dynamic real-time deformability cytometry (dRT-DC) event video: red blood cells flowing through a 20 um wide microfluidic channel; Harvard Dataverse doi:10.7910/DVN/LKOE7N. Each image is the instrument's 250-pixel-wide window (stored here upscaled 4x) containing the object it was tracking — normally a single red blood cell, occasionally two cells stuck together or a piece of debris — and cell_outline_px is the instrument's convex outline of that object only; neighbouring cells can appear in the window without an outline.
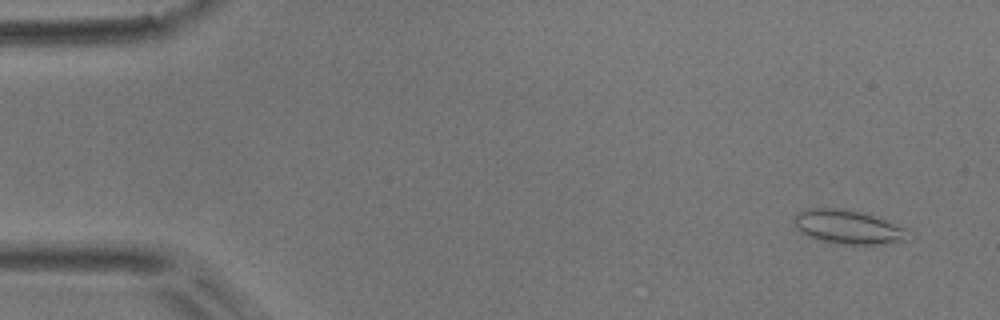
{"species": "common noctule bat (a hibernating species)", "species_latin": "Nyctalus noctula", "temperature_condition": "room temperature", "stored_images_in_passage": 54, "camera_frame_rate_fps": 3000, "um_per_image_px": 0.085, "animal": {"sex": "male", "body_mass_g": 17.9}, "frame": {"image": 1, "passage_image": 3, "time_ms": 0.667, "image_size_px": [1000, 320], "cell_outline_px": [[916, 236], [908, 240], [884, 244], [836, 244], [808, 236], [796, 228], [796, 216], [800, 212], [808, 208], [848, 208], [884, 220], [904, 228]], "centroid_in_image_um": [72.16, 19.31], "position_along_channel_um": 12.8, "area_um2": 22.43}}
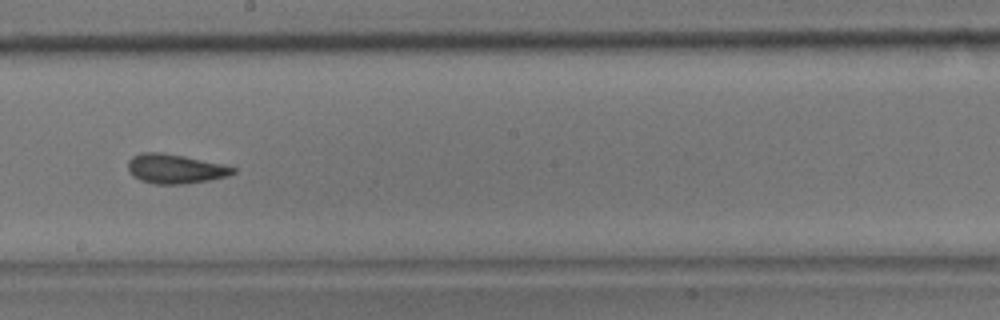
{"frame": {"image": 2, "passage_image": 30, "time_ms": 9.667, "image_size_px": [1000, 320], "cell_outline_px": [[236, 172], [228, 176], [208, 180], [184, 184], [156, 184], [140, 180], [132, 176], [128, 172], [128, 160], [132, 156], [144, 152], [160, 152], [184, 156], [224, 164], [236, 168]], "centroid_in_image_um": [14.88, 14.35], "position_along_channel_um": 233.3, "area_um2": 18.09}}
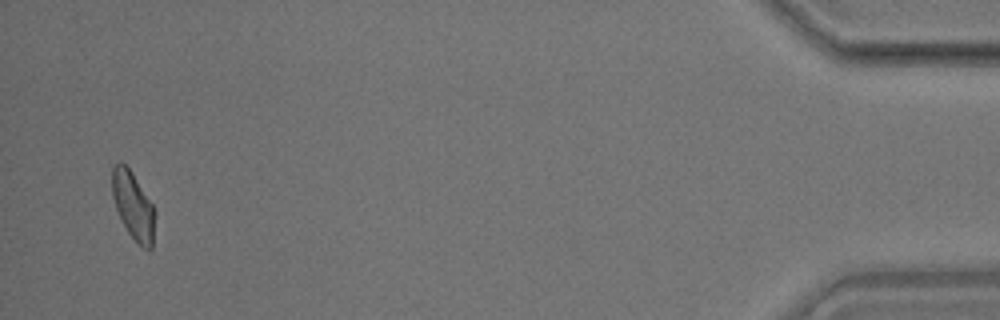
{"frame": {"image": 3, "passage_image": 52, "time_ms": 17.0, "image_size_px": [1000, 320], "cell_outline_px": [[156, 212], [152, 248], [148, 252], [128, 232], [116, 208], [112, 196], [112, 168], [120, 160], [132, 172], [152, 204]], "centroid_in_image_um": [11.33, 17.48], "position_along_channel_um": 423.9, "area_um2": 16.7}, "authors_computed_cell_mechanics": {"area_um2": 17.8313, "velocity_mm_per_s": 3.7163, "shape_relaxation_time_tau1_ms": 7.0569, "shape_relaxation_time_tau2_ms": 2.0964, "deformation_change_tau1": 0.1527, "deformation_change_tau2": 0.0917}}